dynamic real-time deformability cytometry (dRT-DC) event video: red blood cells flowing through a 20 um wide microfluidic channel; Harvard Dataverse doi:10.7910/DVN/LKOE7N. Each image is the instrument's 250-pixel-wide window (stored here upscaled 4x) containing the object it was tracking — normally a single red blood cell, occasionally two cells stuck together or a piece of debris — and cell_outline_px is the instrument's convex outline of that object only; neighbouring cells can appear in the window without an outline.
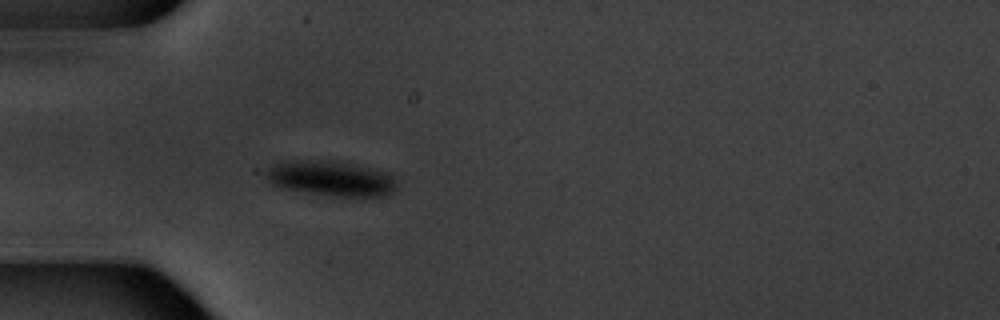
{"species": "common noctule bat (a hibernating species)", "species_latin": "Nyctalus noctula", "temperature_condition": "warm", "stored_images_in_passage": 6, "camera_frame_rate_fps": 3000, "um_per_image_px": 0.085, "animal": {"sex": "male", "body_mass_g": 20.1, "forearm_length_mm": 53.5}, "frame": {"image": 1, "passage_image": 6, "time_ms": 5.667, "image_size_px": [1000, 320], "cell_outline_px": [[396, 192], [388, 196], [340, 196], [280, 188], [272, 184], [264, 176], [264, 172], [272, 164], [288, 160], [332, 160], [352, 164], [388, 172], [396, 180]], "centroid_in_image_um": [28.12, 15.15], "position_along_channel_um": 56.9, "area_um2": 26.99}}